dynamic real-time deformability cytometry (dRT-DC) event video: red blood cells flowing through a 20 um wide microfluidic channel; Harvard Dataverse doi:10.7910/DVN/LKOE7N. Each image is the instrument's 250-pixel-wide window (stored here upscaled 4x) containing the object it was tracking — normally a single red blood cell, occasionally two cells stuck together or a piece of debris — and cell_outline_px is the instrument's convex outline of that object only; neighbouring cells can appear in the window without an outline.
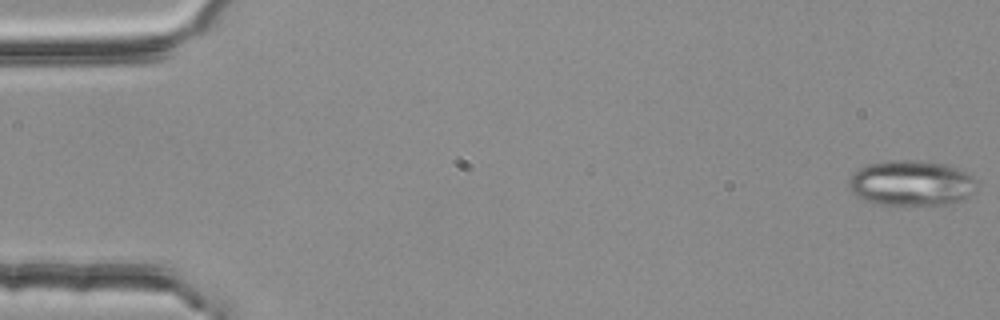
{"species": "common noctule bat (a hibernating species)", "species_latin": "Nyctalus noctula", "temperature_condition": "room temperature", "stored_images_in_passage": 5, "camera_frame_rate_fps": 3000, "um_per_image_px": 0.085, "animal": {"sex": "female", "body_mass_g": 25.1}, "frame": {"image": 1, "passage_image": 1, "time_ms": 0.0, "image_size_px": [1000, 320], "cell_outline_px": [[976, 192], [960, 200], [948, 204], [876, 204], [864, 200], [856, 196], [852, 192], [848, 184], [848, 180], [860, 168], [868, 164], [888, 160], [924, 160], [948, 164], [964, 172], [976, 180]], "centroid_in_image_um": [77.46, 15.55], "position_along_channel_um": 7.5, "area_um2": 33.81}}